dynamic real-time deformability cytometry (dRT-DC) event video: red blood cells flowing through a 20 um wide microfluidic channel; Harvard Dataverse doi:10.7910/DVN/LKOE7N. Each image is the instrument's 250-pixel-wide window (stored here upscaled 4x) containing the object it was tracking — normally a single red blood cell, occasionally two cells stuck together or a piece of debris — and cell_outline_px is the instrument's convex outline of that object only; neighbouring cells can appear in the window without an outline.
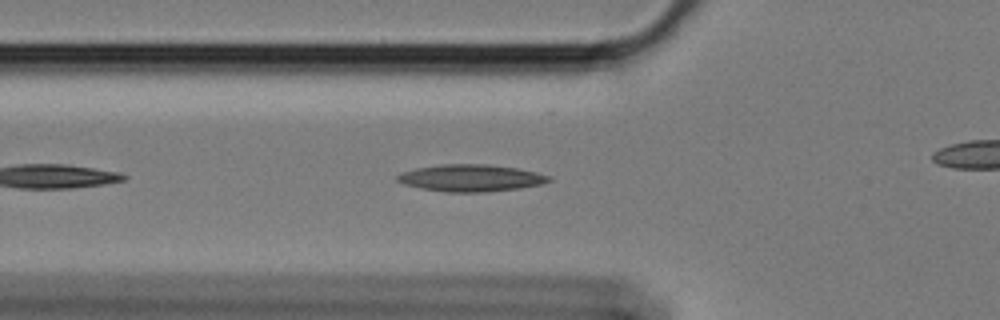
{"species": "Egyptian fruit bat (a non-hibernating species)", "species_latin": "Rousettus aegyptiacus", "temperature_condition": "cold", "stored_images_in_passage": 23, "camera_frame_rate_fps": 3000, "um_per_image_px": 0.085, "animal": {"sex": "female"}, "frame": {"image": 1, "passage_image": 7, "time_ms": 2.0, "image_size_px": [1000, 320], "cell_outline_px": [[552, 180], [540, 184], [520, 188], [488, 192], [448, 192], [420, 188], [404, 184], [396, 180], [396, 176], [404, 172], [416, 168], [440, 164], [488, 164], [516, 168], [536, 172], [548, 176]], "centroid_in_image_um": [40.01, 15.13], "position_along_channel_um": 85.8, "area_um2": 23.7}}